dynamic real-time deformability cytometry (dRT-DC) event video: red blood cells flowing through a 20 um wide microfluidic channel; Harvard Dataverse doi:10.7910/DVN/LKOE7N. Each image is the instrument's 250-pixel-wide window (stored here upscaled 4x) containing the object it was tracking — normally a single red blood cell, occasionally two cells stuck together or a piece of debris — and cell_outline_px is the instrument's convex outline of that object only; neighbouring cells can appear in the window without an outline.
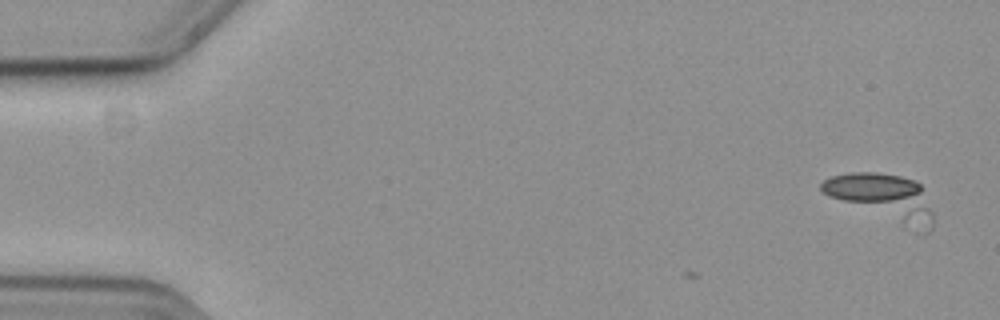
{"species": "common noctule bat (a hibernating species)", "species_latin": "Nyctalus noctula", "temperature_condition": "cold", "stored_images_in_passage": 2, "camera_frame_rate_fps": 3000, "um_per_image_px": 0.085, "animal": {"sex": "female", "body_mass_g": 19.3, "forearm_length_mm": 54.1}, "frame": {"image": 1, "passage_image": 2, "time_ms": 0.333, "image_size_px": [1000, 320], "cell_outline_px": [[932, 228], [924, 236], [900, 228], [832, 196], [824, 192], [820, 188], [820, 184], [824, 180], [832, 176], [852, 172], [876, 172], [900, 176], [912, 180], [920, 184], [932, 212]], "centroid_in_image_um": [75.14, 16.86], "position_along_channel_um": 9.9, "area_um2": 30.69}}